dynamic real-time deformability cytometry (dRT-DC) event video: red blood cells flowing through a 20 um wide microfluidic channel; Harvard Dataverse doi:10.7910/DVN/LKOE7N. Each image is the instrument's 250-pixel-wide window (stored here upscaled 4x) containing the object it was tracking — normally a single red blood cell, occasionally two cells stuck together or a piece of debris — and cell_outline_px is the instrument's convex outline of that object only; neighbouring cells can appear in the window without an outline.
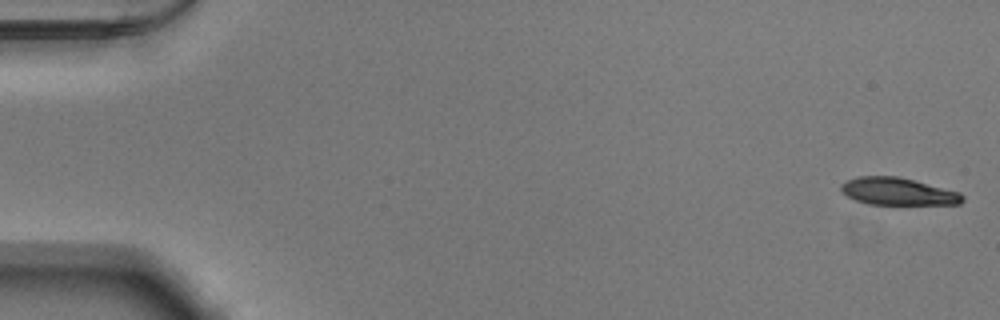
{"species": "Egyptian fruit bat (a non-hibernating species)", "species_latin": "Rousettus aegyptiacus", "temperature_condition": "warm", "stored_images_in_passage": 52, "camera_frame_rate_fps": 3000, "um_per_image_px": 0.085, "animal": {"sex": "male"}, "frame": {"image": 1, "passage_image": 1, "time_ms": 0.0, "image_size_px": [1000, 320], "cell_outline_px": [[964, 200], [960, 204], [868, 204], [856, 200], [848, 196], [840, 188], [840, 184], [844, 180], [856, 176], [900, 176], [960, 192], [964, 196]], "centroid_in_image_um": [76.31, 16.26], "position_along_channel_um": 8.7, "area_um2": 19.48}}
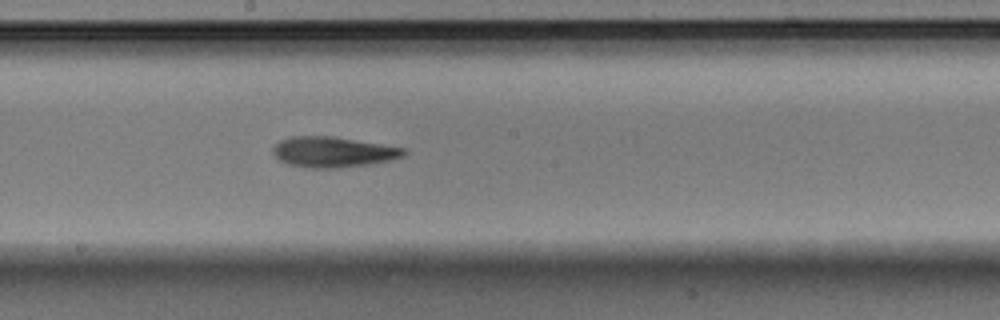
{"frame": {"image": 2, "passage_image": 29, "time_ms": 9.333, "image_size_px": [1000, 320], "cell_outline_px": [[408, 152], [404, 156], [388, 160], [368, 164], [332, 168], [312, 168], [288, 164], [280, 160], [272, 152], [272, 148], [280, 140], [292, 136], [332, 136], [408, 148]], "centroid_in_image_um": [28.33, 12.91], "position_along_channel_um": 219.9, "area_um2": 23.18}}
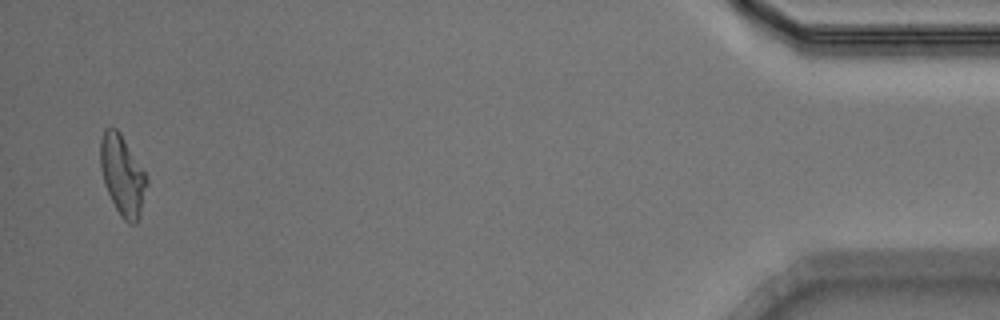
{"frame": {"image": 3, "passage_image": 51, "time_ms": 16.667, "image_size_px": [1000, 320], "cell_outline_px": [[148, 180], [140, 216], [136, 224], [128, 224], [120, 216], [108, 192], [100, 168], [100, 140], [104, 128], [116, 128], [120, 132], [144, 172]], "centroid_in_image_um": [10.4, 14.91], "position_along_channel_um": 424.8, "area_um2": 21.39}, "authors_computed_cell_mechanics": {"area_um2": 21.8195, "velocity_mm_per_s": 3.8915, "shape_relaxation_time_tau1_ms": 5.0013, "shape_relaxation_time_tau2_ms": 8.6985, "deformation_change_tau1": 0.1801, "deformation_change_tau2": 0.2271}}